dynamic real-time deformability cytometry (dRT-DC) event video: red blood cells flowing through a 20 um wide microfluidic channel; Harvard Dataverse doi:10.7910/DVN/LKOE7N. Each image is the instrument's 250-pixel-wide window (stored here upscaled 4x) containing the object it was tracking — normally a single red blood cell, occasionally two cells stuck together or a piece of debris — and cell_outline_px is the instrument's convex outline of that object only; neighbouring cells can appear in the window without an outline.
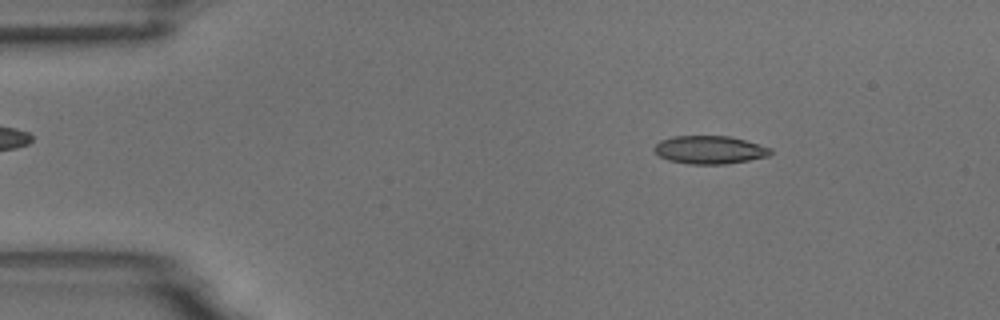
{"species": "common noctule bat (a hibernating species)", "species_latin": "Nyctalus noctula", "temperature_condition": "room temperature", "stored_images_in_passage": 3, "camera_frame_rate_fps": 3000, "um_per_image_px": 0.085, "animal": {"sex": "male", "body_mass_g": 18.8}, "frame": {"image": 1, "passage_image": 1, "time_ms": 0.0, "image_size_px": [1000, 320], "cell_outline_px": [[772, 152], [768, 156], [748, 160], [724, 164], [688, 164], [668, 160], [660, 156], [652, 148], [660, 140], [672, 136], [728, 136], [744, 140], [772, 148]], "centroid_in_image_um": [60.29, 12.73], "position_along_channel_um": 24.7, "area_um2": 18.96}}